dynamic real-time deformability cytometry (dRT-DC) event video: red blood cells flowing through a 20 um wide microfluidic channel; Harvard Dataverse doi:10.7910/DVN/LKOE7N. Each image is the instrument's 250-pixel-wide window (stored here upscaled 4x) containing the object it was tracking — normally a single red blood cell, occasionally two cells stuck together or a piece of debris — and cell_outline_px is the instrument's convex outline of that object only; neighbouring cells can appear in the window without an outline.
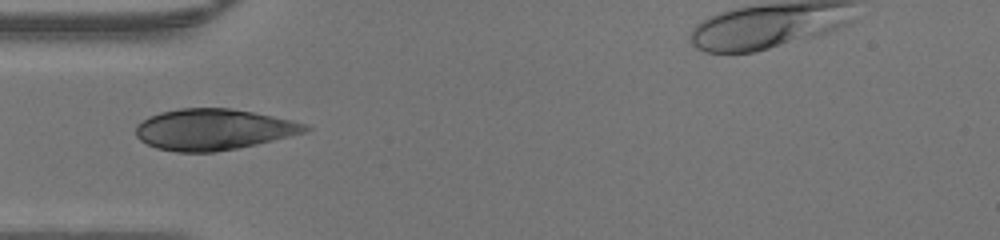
{"species": "human", "species_latin": "Homo sapiens", "temperature_condition": "warm", "stored_images_in_passage": 33, "camera_frame_rate_fps": 3000, "um_per_image_px": 0.085, "donor": {"sex": "male"}, "frame": {"image": 1, "passage_image": 3, "time_ms": 0.667, "image_size_px": [1000, 240], "cell_outline_px": [[312, 128], [304, 132], [256, 144], [216, 152], [176, 152], [156, 148], [140, 140], [136, 136], [136, 124], [148, 116], [160, 112], [180, 108], [228, 108], [252, 112], [292, 120], [304, 124]], "centroid_in_image_um": [18.08, 11.0], "position_along_channel_um": 66.9, "area_um2": 40.29}}
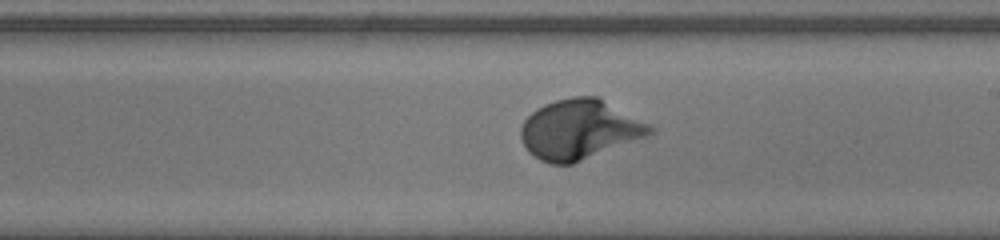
{"frame": {"image": 2, "passage_image": 15, "time_ms": 4.667, "image_size_px": [1000, 240], "cell_outline_px": [[656, 132], [572, 164], [552, 164], [540, 160], [528, 152], [520, 136], [520, 128], [524, 120], [536, 108], [544, 104], [556, 100], [572, 96], [596, 96], [652, 124], [656, 128]], "centroid_in_image_um": [49.25, 11.0], "position_along_channel_um": 239.7, "area_um2": 44.85}}
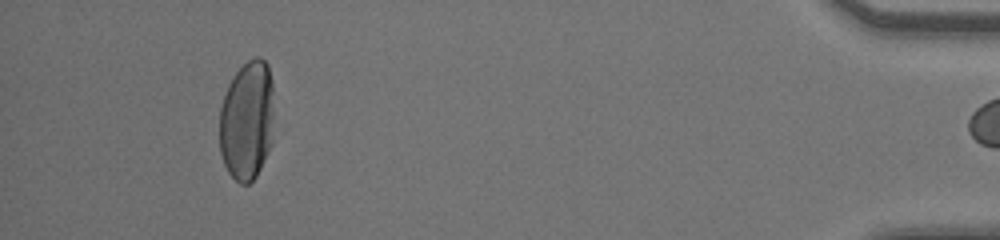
{"frame": {"image": 3, "passage_image": 32, "time_ms": 10.333, "image_size_px": [1000, 240], "cell_outline_px": [[272, 144], [256, 176], [248, 184], [240, 184], [228, 172], [224, 164], [220, 152], [220, 108], [228, 84], [236, 72], [248, 60], [256, 56], [260, 56], [268, 64], [272, 80]], "centroid_in_image_um": [20.99, 10.24], "position_along_channel_um": 414.2, "area_um2": 38.09}}